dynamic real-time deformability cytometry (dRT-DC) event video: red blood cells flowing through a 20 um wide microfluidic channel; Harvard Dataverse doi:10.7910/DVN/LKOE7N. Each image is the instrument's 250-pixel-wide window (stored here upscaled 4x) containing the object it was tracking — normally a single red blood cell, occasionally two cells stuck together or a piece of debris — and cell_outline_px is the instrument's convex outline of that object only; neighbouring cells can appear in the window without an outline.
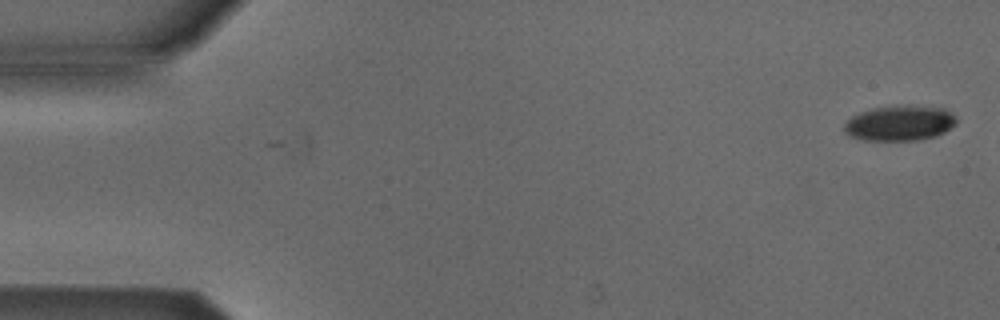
{"species": "Egyptian fruit bat (a non-hibernating species)", "species_latin": "Rousettus aegyptiacus", "temperature_condition": "cold", "stored_images_in_passage": 7, "camera_frame_rate_fps": 3000, "um_per_image_px": 0.085, "animal": {"sex": "male"}, "frame": {"image": 1, "passage_image": 1, "time_ms": 0.0, "image_size_px": [1000, 320], "cell_outline_px": [[956, 124], [944, 132], [936, 136], [916, 140], [864, 140], [852, 136], [844, 132], [844, 124], [852, 116], [876, 108], [944, 108], [952, 112], [956, 116]], "centroid_in_image_um": [76.5, 10.52], "position_along_channel_um": 8.5, "area_um2": 22.02}}